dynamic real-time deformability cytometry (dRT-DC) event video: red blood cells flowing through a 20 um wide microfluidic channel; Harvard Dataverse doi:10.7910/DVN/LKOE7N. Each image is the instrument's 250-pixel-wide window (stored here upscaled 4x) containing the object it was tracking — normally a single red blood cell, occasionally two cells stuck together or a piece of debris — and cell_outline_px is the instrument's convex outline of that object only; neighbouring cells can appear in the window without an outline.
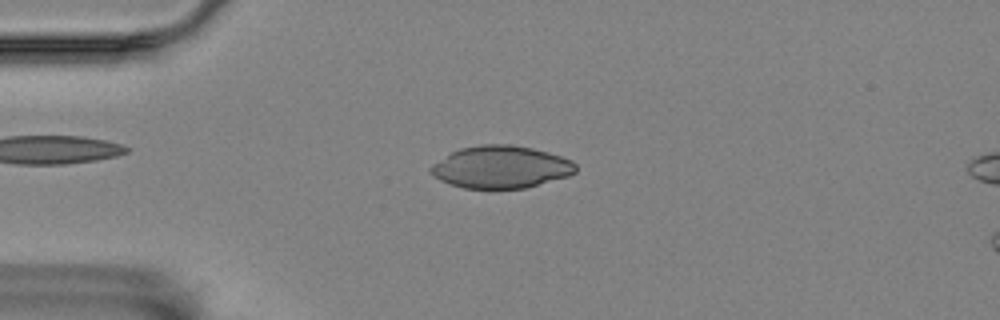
{"species": "Egyptian fruit bat (a non-hibernating species)", "species_latin": "Rousettus aegyptiacus", "temperature_condition": "room temperature", "stored_images_in_passage": 43, "camera_frame_rate_fps": 3000, "um_per_image_px": 0.085, "animal": {"sex": "female"}, "frame": {"image": 1, "passage_image": 1, "time_ms": 0.0, "image_size_px": [1000, 320], "cell_outline_px": [[576, 172], [568, 176], [524, 188], [464, 188], [440, 180], [428, 172], [428, 168], [432, 164], [452, 152], [460, 148], [480, 144], [508, 144], [532, 148], [548, 152], [572, 160], [576, 164]], "centroid_in_image_um": [42.56, 14.19], "position_along_channel_um": 42.4, "area_um2": 35.66}}
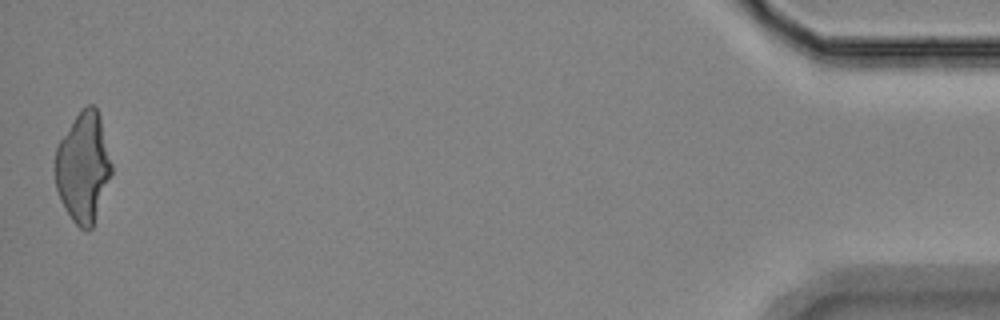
{"frame": {"image": 2, "passage_image": 43, "time_ms": 14.0, "image_size_px": [1000, 320], "cell_outline_px": [[112, 172], [92, 228], [88, 232], [84, 232], [72, 220], [60, 200], [56, 188], [56, 148], [60, 140], [80, 108], [88, 104], [92, 104], [96, 108], [100, 116], [112, 164]], "centroid_in_image_um": [7.08, 14.22], "position_along_channel_um": 428.1, "area_um2": 36.01}}